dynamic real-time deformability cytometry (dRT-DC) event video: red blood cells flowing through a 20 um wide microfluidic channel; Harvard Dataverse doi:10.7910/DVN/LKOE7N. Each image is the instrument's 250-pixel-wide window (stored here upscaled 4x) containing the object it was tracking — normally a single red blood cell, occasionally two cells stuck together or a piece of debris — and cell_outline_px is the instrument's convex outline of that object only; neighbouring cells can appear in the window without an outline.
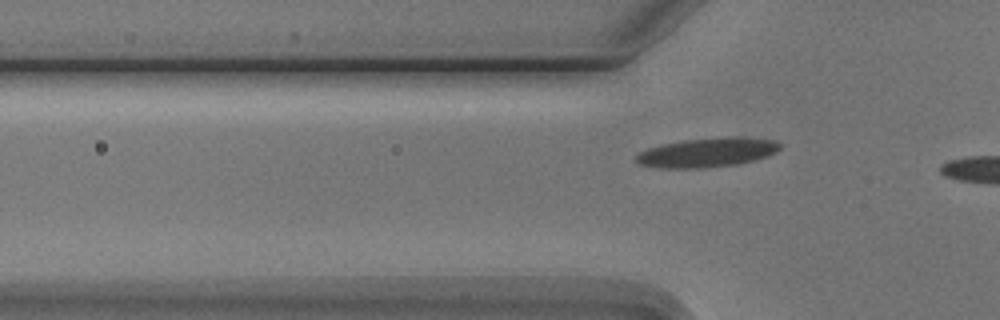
{"species": "Egyptian fruit bat (a non-hibernating species)", "species_latin": "Rousettus aegyptiacus", "temperature_condition": "cold", "stored_images_in_passage": 6, "segment_of_instrument_passage": [2, 2], "camera_frame_rate_fps": 3000, "um_per_image_px": 0.085, "animal": {"sex": "male"}, "frame": {"image": 1, "passage_image": 6, "time_ms": 7.0, "image_size_px": [1000, 320], "cell_outline_px": [[780, 148], [776, 152], [768, 156], [736, 164], [700, 168], [660, 168], [640, 164], [636, 160], [636, 156], [640, 152], [648, 148], [660, 144], [684, 140], [732, 136], [736, 136], [776, 140], [780, 144]], "centroid_in_image_um": [60.12, 12.95], "position_along_channel_um": 65.7, "area_um2": 24.45}}